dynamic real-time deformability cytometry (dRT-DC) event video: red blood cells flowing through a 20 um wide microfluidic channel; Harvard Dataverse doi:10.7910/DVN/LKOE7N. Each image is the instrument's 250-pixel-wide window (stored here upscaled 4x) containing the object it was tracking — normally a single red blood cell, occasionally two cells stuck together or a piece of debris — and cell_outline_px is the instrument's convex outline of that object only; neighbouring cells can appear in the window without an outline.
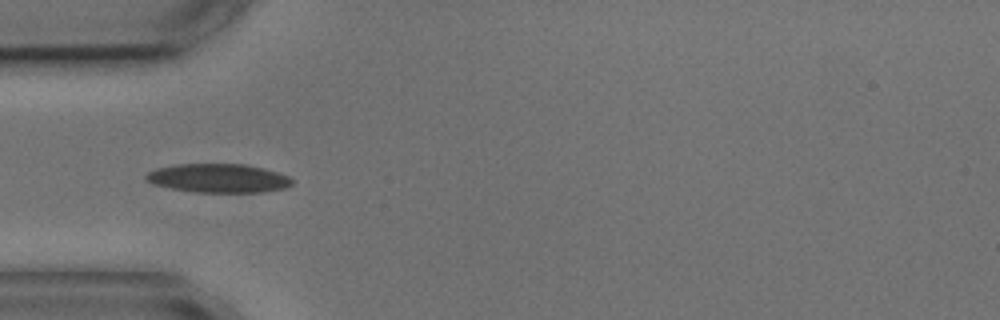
{"species": "common noctule bat (a hibernating species)", "species_latin": "Nyctalus noctula", "temperature_condition": "cold", "stored_images_in_passage": 8, "camera_frame_rate_fps": 3000, "um_per_image_px": 0.085, "animal": {"sex": "male", "body_mass_g": 17.9, "forearm_length_mm": 54.2}, "frame": {"image": 1, "passage_image": 2, "time_ms": 1.333, "image_size_px": [1000, 320], "cell_outline_px": [[292, 184], [288, 188], [264, 192], [192, 192], [152, 184], [144, 180], [144, 176], [148, 172], [156, 168], [180, 164], [244, 164], [264, 168], [288, 176], [292, 180]], "centroid_in_image_um": [18.55, 15.15], "position_along_channel_um": 66.4, "area_um2": 24.62}}